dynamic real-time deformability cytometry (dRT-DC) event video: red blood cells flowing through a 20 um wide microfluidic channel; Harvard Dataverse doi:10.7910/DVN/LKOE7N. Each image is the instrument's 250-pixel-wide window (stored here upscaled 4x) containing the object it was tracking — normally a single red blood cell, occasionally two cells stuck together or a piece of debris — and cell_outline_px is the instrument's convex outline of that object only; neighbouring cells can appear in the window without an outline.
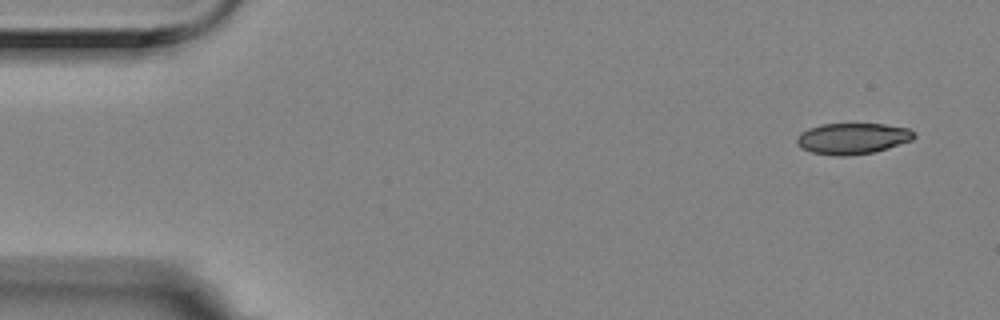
{"species": "Egyptian fruit bat (a non-hibernating species)", "species_latin": "Rousettus aegyptiacus", "temperature_condition": "room temperature", "stored_images_in_passage": 5, "camera_frame_rate_fps": 3000, "um_per_image_px": 0.085, "animal": {"sex": "female"}, "frame": {"image": 1, "passage_image": 1, "time_ms": 0.0, "image_size_px": [1000, 320], "cell_outline_px": [[916, 136], [912, 140], [888, 148], [872, 152], [844, 156], [836, 156], [812, 152], [800, 148], [796, 144], [796, 136], [800, 132], [808, 128], [820, 124], [884, 124], [908, 128], [916, 132]], "centroid_in_image_um": [72.44, 11.76], "position_along_channel_um": 12.6, "area_um2": 21.39}}